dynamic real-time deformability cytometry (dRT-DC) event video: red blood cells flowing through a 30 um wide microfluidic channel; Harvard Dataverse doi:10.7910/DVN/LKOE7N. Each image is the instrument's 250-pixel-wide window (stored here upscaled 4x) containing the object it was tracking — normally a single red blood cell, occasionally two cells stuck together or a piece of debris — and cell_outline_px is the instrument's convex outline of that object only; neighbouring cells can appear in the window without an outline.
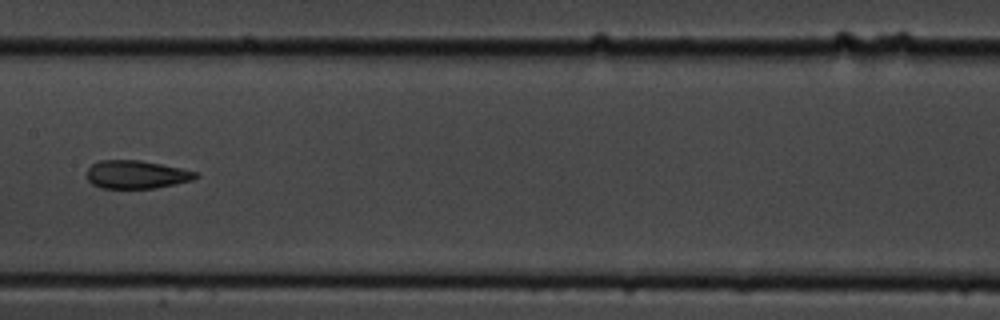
{"species": "common noctule bat (a hibernating species)", "species_latin": "Nyctalus noctula", "temperature_condition": "cold", "stored_images_in_passage": 10, "camera_frame_rate_fps": 3000, "um_per_image_px": 0.085, "animal": {"sex": "male", "body_mass_g": 19.5, "forearm_length_mm": 54.6}, "frame": {"image": 1, "passage_image": 9, "time_ms": 9.333, "image_size_px": [1000, 320], "cell_outline_px": [[200, 176], [192, 180], [176, 184], [156, 188], [100, 188], [92, 184], [88, 180], [88, 168], [92, 164], [100, 160], [140, 160], [200, 172]], "centroid_in_image_um": [11.63, 14.84], "position_along_channel_um": 195.8, "area_um2": 17.92}}
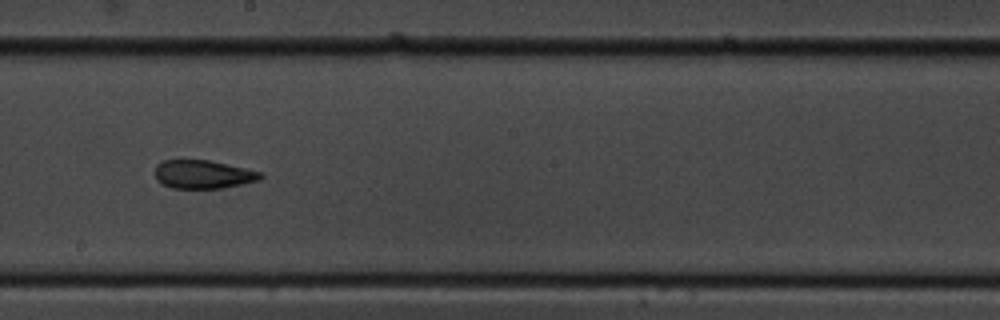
{"frame": {"image": 2, "passage_image": 10, "time_ms": 10.333, "image_size_px": [1000, 320], "cell_outline_px": [[264, 176], [260, 180], [224, 188], [172, 188], [156, 180], [156, 164], [160, 160], [208, 160], [244, 168], [260, 172]], "centroid_in_image_um": [17.25, 14.82], "position_along_channel_um": 230.9, "area_um2": 17.4}}